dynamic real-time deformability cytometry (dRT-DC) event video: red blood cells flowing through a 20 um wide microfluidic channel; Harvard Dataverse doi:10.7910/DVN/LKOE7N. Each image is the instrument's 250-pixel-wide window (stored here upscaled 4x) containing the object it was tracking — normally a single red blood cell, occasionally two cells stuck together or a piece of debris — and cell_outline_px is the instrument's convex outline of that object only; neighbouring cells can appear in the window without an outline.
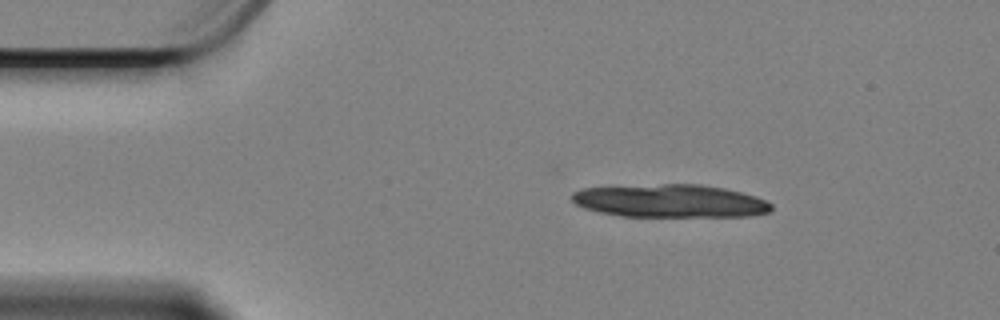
{"species": "Egyptian fruit bat (a non-hibernating species)", "species_latin": "Rousettus aegyptiacus", "temperature_condition": "cold", "stored_images_in_passage": 22, "camera_frame_rate_fps": 3000, "um_per_image_px": 0.085, "animal": {"sex": "female"}, "frame": {"image": 1, "passage_image": 8, "time_ms": 2.333, "image_size_px": [1000, 320], "cell_outline_px": [[772, 212], [752, 216], [620, 216], [600, 212], [584, 208], [576, 204], [572, 200], [572, 192], [584, 188], [664, 184], [700, 184], [724, 188], [756, 196], [772, 204]], "centroid_in_image_um": [57.0, 17.08], "position_along_channel_um": 28.0, "area_um2": 38.26}}